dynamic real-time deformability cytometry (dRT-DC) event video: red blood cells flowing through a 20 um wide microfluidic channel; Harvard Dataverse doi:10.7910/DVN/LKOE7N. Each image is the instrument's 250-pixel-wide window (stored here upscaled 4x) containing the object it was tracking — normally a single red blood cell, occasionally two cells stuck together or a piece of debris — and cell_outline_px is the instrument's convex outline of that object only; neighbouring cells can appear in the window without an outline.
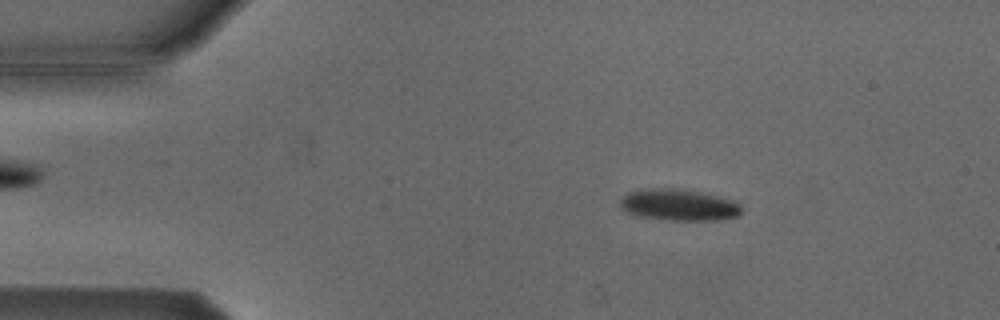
{"species": "Egyptian fruit bat (a non-hibernating species)", "species_latin": "Rousettus aegyptiacus", "temperature_condition": "cold", "stored_images_in_passage": 4, "camera_frame_rate_fps": 3000, "um_per_image_px": 0.085, "animal": {"sex": "male"}, "frame": {"image": 1, "passage_image": 2, "time_ms": 1.333, "image_size_px": [1000, 320], "cell_outline_px": [[740, 212], [736, 216], [720, 220], [668, 220], [640, 216], [628, 212], [620, 208], [620, 200], [628, 192], [644, 188], [676, 188], [700, 192], [732, 200], [740, 204]], "centroid_in_image_um": [57.66, 17.41], "position_along_channel_um": 27.3, "area_um2": 22.14}}
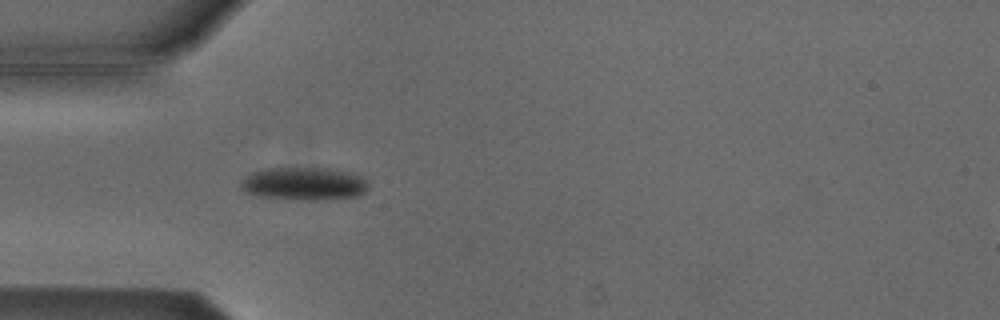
{"frame": {"image": 2, "passage_image": 4, "time_ms": 3.667, "image_size_px": [1000, 320], "cell_outline_px": [[368, 188], [360, 196], [316, 200], [296, 200], [260, 196], [244, 192], [240, 188], [240, 180], [252, 172], [268, 168], [336, 168], [352, 172], [364, 176], [368, 184]], "centroid_in_image_um": [25.87, 15.61], "position_along_channel_um": 59.1, "area_um2": 24.97}}